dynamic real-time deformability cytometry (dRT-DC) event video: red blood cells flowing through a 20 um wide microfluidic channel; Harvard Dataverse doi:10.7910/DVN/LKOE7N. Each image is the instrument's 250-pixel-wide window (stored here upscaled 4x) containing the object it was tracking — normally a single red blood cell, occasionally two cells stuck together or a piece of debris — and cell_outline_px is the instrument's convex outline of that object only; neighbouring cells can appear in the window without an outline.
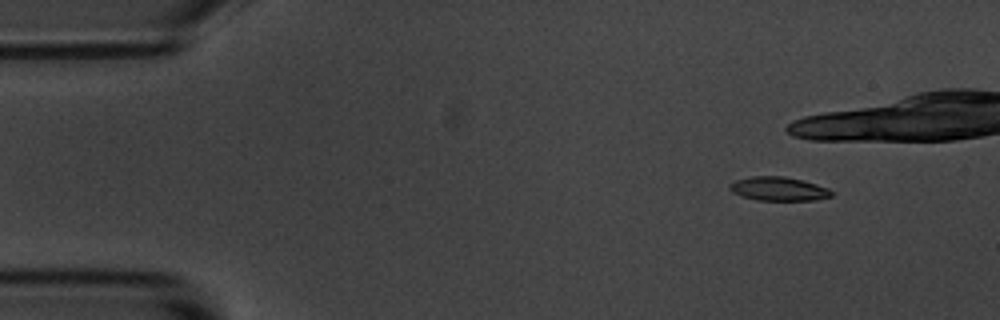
{"species": "common noctule bat (a hibernating species)", "species_latin": "Nyctalus noctula", "temperature_condition": "room temperature", "stored_images_in_passage": 5, "camera_frame_rate_fps": 3000, "um_per_image_px": 0.085, "animal": {"sex": "male", "body_mass_g": 20.1, "forearm_length_mm": 53.5}, "frame": {"image": 1, "passage_image": 1, "time_ms": 0.0, "image_size_px": [1000, 320], "cell_outline_px": [[832, 196], [816, 200], [756, 200], [740, 196], [732, 192], [728, 188], [728, 184], [736, 180], [752, 176], [784, 176], [804, 180], [828, 188], [832, 192]], "centroid_in_image_um": [66.15, 16.05], "position_along_channel_um": 18.8, "area_um2": 14.28}}